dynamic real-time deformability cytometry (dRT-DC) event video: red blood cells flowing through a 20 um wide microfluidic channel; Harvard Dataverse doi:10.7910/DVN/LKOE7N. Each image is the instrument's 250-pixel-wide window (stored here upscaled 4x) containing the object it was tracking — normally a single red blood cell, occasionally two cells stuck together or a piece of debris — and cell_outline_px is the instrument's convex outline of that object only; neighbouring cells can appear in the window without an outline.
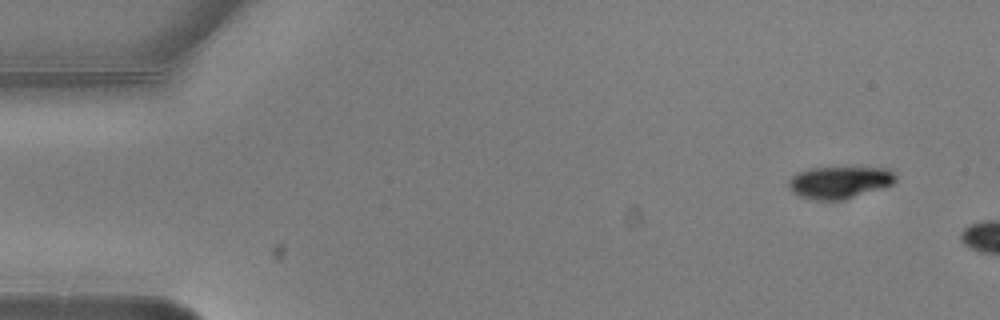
{"species": "common noctule bat (a hibernating species)", "species_latin": "Nyctalus noctula", "temperature_condition": "warm", "stored_images_in_passage": 3, "camera_frame_rate_fps": 3000, "um_per_image_px": 0.085, "animal": {"sex": "male", "body_mass_g": 20.5, "forearm_length_mm": 52.5}, "frame": {"image": 1, "passage_image": 1, "time_ms": 0.0, "image_size_px": [1000, 320], "cell_outline_px": [[896, 180], [892, 184], [844, 200], [816, 200], [800, 196], [792, 192], [788, 188], [788, 180], [796, 172], [808, 168], [888, 168], [896, 176]], "centroid_in_image_um": [71.3, 15.5], "position_along_channel_um": 13.7, "area_um2": 19.94}}